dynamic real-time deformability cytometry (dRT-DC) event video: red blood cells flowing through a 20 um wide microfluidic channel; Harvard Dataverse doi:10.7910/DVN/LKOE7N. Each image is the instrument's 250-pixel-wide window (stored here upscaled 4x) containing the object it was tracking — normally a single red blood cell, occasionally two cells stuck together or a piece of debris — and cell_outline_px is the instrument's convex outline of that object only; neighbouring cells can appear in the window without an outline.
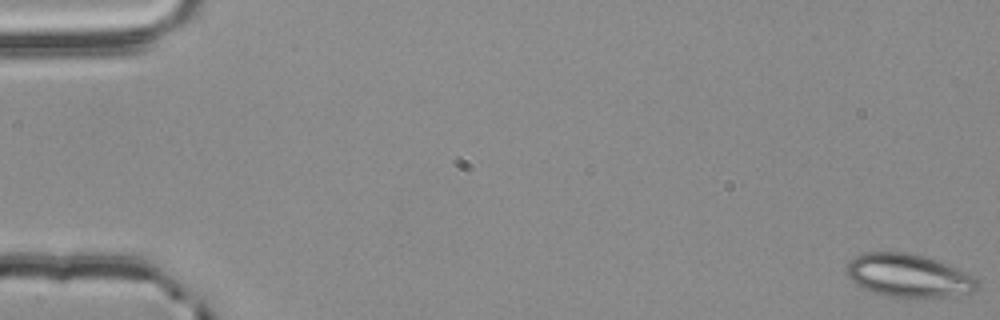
{"species": "common noctule bat (a hibernating species)", "species_latin": "Nyctalus noctula", "temperature_condition": "room temperature", "stored_images_in_passage": 56, "camera_frame_rate_fps": 3000, "um_per_image_px": 0.085, "animal": {"sex": "male", "body_mass_g": 20.4}, "frame": {"image": 1, "passage_image": 1, "time_ms": 0.0, "image_size_px": [1000, 320], "cell_outline_px": [[980, 284], [976, 292], [948, 296], [888, 296], [872, 292], [856, 284], [848, 276], [848, 264], [856, 256], [864, 252], [908, 252], [924, 256], [936, 260], [976, 276]], "centroid_in_image_um": [77.28, 23.41], "position_along_channel_um": 7.7, "area_um2": 32.48}}
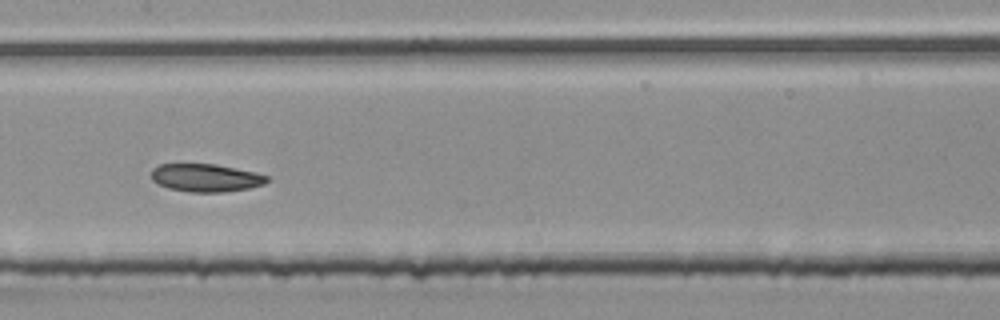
{"frame": {"image": 2, "passage_image": 29, "time_ms": 9.333, "image_size_px": [1000, 320], "cell_outline_px": [[268, 180], [264, 184], [248, 188], [224, 192], [188, 192], [168, 188], [152, 180], [152, 168], [160, 164], [212, 164], [256, 172], [268, 176]], "centroid_in_image_um": [17.48, 15.11], "position_along_channel_um": 189.9, "area_um2": 18.67}}
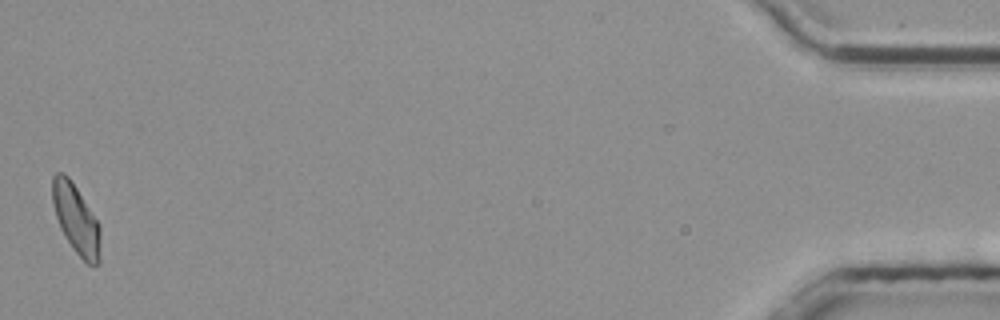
{"frame": {"image": 3, "passage_image": 56, "time_ms": 18.333, "image_size_px": [1000, 320], "cell_outline_px": [[100, 264], [88, 264], [72, 248], [64, 236], [60, 228], [56, 216], [52, 200], [52, 176], [56, 172], [64, 172], [68, 176], [76, 188], [96, 220], [100, 228]], "centroid_in_image_um": [6.45, 18.63], "position_along_channel_um": 428.8, "area_um2": 19.13}, "authors_computed_cell_mechanics": {"area_um2": 19.3919, "velocity_mm_per_s": 3.7648, "shape_relaxation_time_tau1_ms": null, "shape_relaxation_time_tau2_ms": 5.5631, "deformation_change_tau1": null, "deformation_change_tau2": 0.1056}}